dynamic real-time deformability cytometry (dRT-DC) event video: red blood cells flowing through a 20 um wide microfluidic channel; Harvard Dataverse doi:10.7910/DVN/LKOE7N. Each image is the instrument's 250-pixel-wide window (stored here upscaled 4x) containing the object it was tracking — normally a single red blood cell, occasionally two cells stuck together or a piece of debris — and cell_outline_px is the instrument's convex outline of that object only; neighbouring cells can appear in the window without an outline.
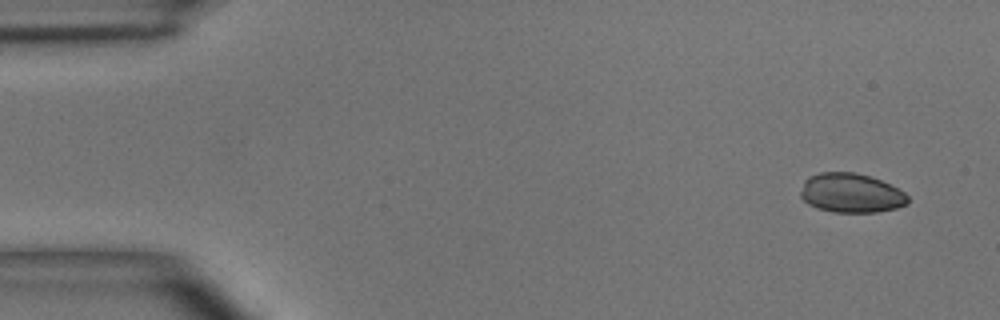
{"species": "common noctule bat (a hibernating species)", "species_latin": "Nyctalus noctula", "temperature_condition": "room temperature", "stored_images_in_passage": 5, "camera_frame_rate_fps": 3000, "um_per_image_px": 0.085, "animal": {"sex": "male", "body_mass_g": 15.6}, "frame": {"image": 1, "passage_image": 1, "time_ms": 0.0, "image_size_px": [1000, 320], "cell_outline_px": [[908, 204], [896, 208], [876, 212], [836, 212], [816, 208], [808, 204], [800, 196], [800, 192], [804, 180], [808, 176], [820, 172], [856, 172], [880, 180], [904, 192], [908, 196]], "centroid_in_image_um": [72.31, 16.4], "position_along_channel_um": 12.7, "area_um2": 24.57}}